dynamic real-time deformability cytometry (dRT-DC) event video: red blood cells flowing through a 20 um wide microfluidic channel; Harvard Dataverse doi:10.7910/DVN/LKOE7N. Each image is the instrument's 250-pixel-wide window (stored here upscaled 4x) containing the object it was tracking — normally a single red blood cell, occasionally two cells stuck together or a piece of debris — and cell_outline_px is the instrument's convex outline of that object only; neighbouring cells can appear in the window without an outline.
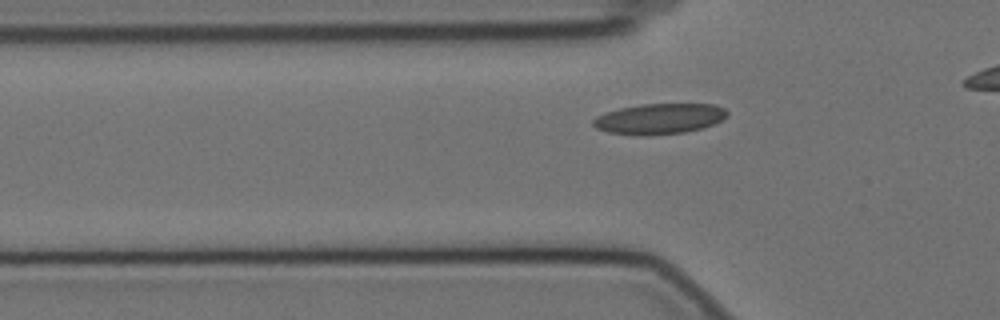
{"species": "Egyptian fruit bat (a non-hibernating species)", "species_latin": "Rousettus aegyptiacus", "temperature_condition": "cold", "stored_images_in_passage": 40, "camera_frame_rate_fps": 3000, "um_per_image_px": 0.085, "animal": {"sex": "female"}, "frame": {"image": 1, "passage_image": 11, "time_ms": 3.333, "image_size_px": [1000, 320], "cell_outline_px": [[728, 116], [704, 128], [684, 132], [648, 136], [636, 136], [608, 132], [596, 128], [592, 124], [592, 120], [596, 116], [604, 112], [620, 108], [640, 104], [716, 104], [724, 108], [728, 112]], "centroid_in_image_um": [56.02, 10.1], "position_along_channel_um": 69.8, "area_um2": 24.16}}
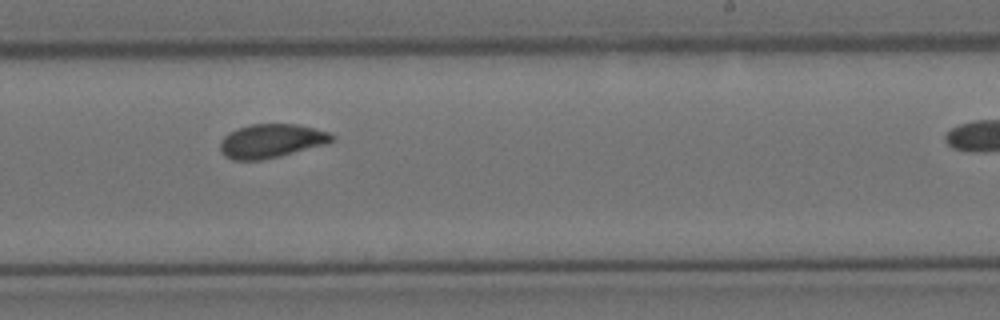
{"frame": {"image": 2, "passage_image": 28, "time_ms": 9.0, "image_size_px": [1000, 320], "cell_outline_px": [[336, 140], [328, 144], [280, 156], [260, 160], [232, 160], [224, 156], [220, 152], [220, 140], [228, 132], [236, 128], [248, 124], [296, 124], [328, 132], [336, 136]], "centroid_in_image_um": [23.05, 11.98], "position_along_channel_um": 266.0, "area_um2": 22.37}}
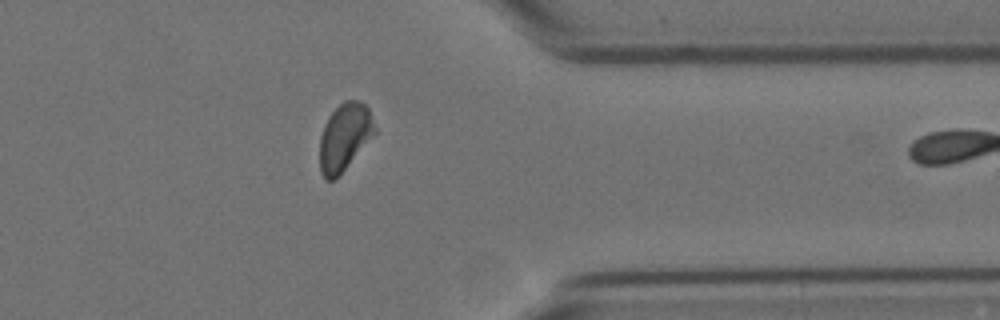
{"frame": {"image": 3, "passage_image": 39, "time_ms": 12.667, "image_size_px": [1000, 320], "cell_outline_px": [[376, 132], [336, 180], [328, 180], [320, 172], [320, 136], [324, 124], [328, 116], [344, 100], [360, 100], [368, 108], [376, 128]], "centroid_in_image_um": [29.28, 11.65], "position_along_channel_um": 382.1, "area_um2": 21.56}}